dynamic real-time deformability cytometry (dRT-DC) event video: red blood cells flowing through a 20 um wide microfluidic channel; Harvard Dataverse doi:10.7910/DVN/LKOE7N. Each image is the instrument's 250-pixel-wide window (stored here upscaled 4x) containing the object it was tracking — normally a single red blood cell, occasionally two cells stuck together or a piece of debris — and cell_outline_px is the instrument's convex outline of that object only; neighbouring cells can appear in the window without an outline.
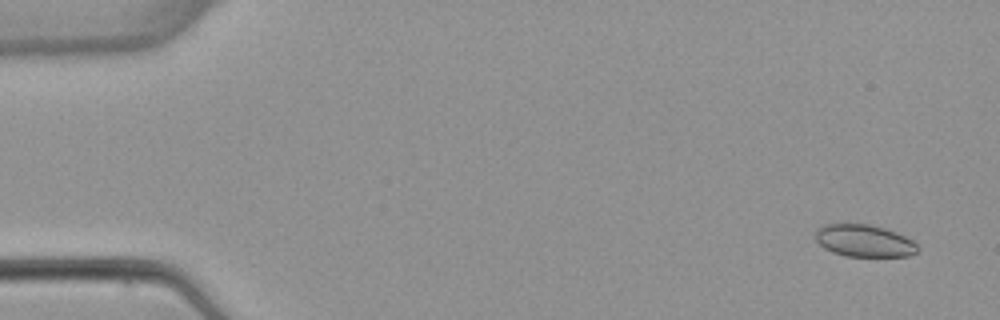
{"species": "common noctule bat (a hibernating species)", "species_latin": "Nyctalus noctula", "temperature_condition": "warm", "stored_images_in_passage": 7, "camera_frame_rate_fps": 3000, "um_per_image_px": 0.085, "animal": {"sex": "female", "body_mass_g": 22.7, "forearm_length_mm": 54.2}, "frame": {"image": 1, "passage_image": 1, "time_ms": 0.0, "image_size_px": [1000, 320], "cell_outline_px": [[920, 248], [916, 252], [908, 256], [848, 256], [832, 252], [824, 248], [816, 240], [816, 232], [824, 224], [868, 224], [884, 228], [896, 232], [912, 240]], "centroid_in_image_um": [73.47, 20.47], "position_along_channel_um": 11.5, "area_um2": 18.96}}
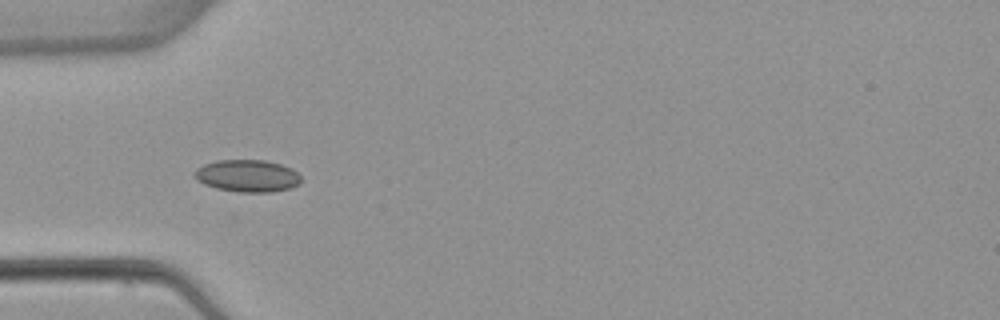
{"frame": {"image": 2, "passage_image": 4, "time_ms": 4.667, "image_size_px": [1000, 320], "cell_outline_px": [[300, 184], [292, 188], [272, 192], [240, 192], [216, 188], [204, 184], [196, 180], [192, 176], [192, 172], [196, 168], [204, 164], [216, 160], [264, 160], [280, 164], [292, 168], [300, 176]], "centroid_in_image_um": [21.0, 14.95], "position_along_channel_um": 64.0, "area_um2": 20.23}}